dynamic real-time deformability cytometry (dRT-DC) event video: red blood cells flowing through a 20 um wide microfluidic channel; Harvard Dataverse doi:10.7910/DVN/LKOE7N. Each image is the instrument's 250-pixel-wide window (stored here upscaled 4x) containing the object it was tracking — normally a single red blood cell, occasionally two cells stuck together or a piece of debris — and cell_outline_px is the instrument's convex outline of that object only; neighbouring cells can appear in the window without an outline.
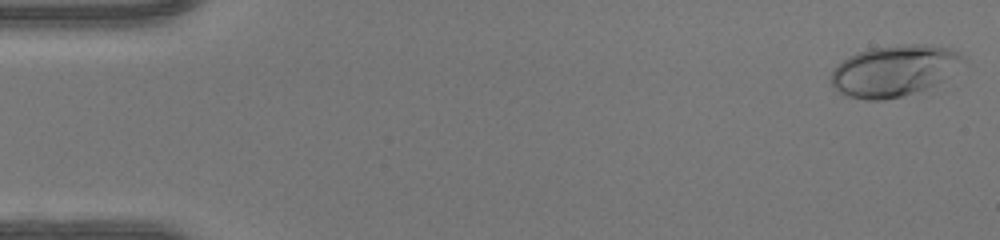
{"species": "human", "species_latin": "Homo sapiens", "temperature_condition": "warm", "stored_images_in_passage": 49, "camera_frame_rate_fps": 3000, "um_per_image_px": 0.085, "donor": {"sex": "female"}, "frame": {"image": 1, "passage_image": 1, "time_ms": 0.0, "image_size_px": [1000, 240], "cell_outline_px": [[968, 60], [940, 80], [924, 88], [904, 96], [880, 100], [868, 100], [844, 96], [832, 84], [832, 72], [848, 56], [856, 52], [872, 48], [904, 44], [928, 44], [948, 48], [964, 56]], "centroid_in_image_um": [75.99, 6.0], "position_along_channel_um": 9.0, "area_um2": 38.73}}
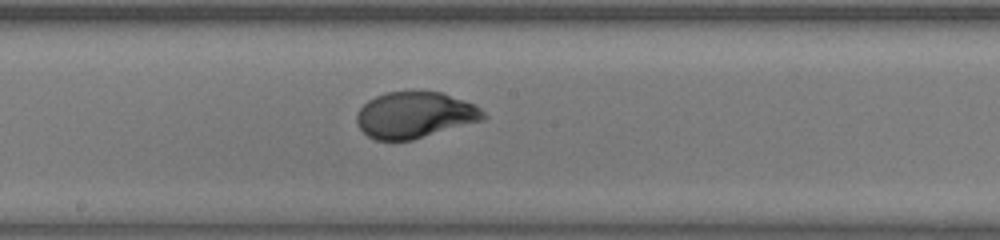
{"frame": {"image": 2, "passage_image": 26, "time_ms": 8.333, "image_size_px": [1000, 240], "cell_outline_px": [[488, 116], [484, 120], [412, 140], [376, 140], [368, 136], [360, 128], [356, 120], [356, 116], [360, 108], [368, 100], [384, 92], [444, 92], [476, 104]], "centroid_in_image_um": [35.3, 9.77], "position_along_channel_um": 212.9, "area_um2": 34.22}}
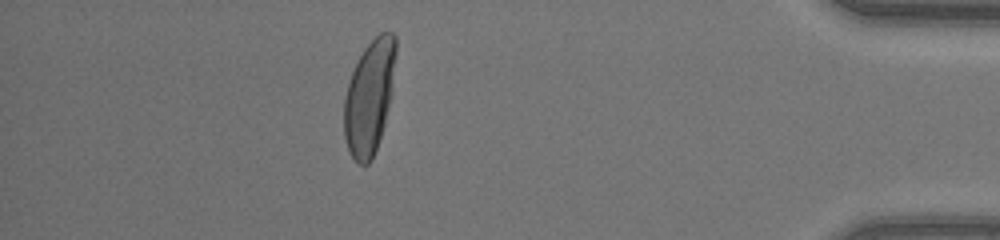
{"frame": {"image": 3, "passage_image": 43, "time_ms": 14.0, "image_size_px": [1000, 240], "cell_outline_px": [[396, 52], [392, 92], [384, 124], [372, 160], [368, 164], [356, 164], [348, 148], [344, 136], [344, 100], [348, 84], [352, 72], [364, 48], [380, 32], [392, 32], [396, 36]], "centroid_in_image_um": [31.4, 8.24], "position_along_channel_um": 403.8, "area_um2": 34.16}, "authors_computed_cell_mechanics": {"area_um2": 34.6222, "velocity_mm_per_s": 4.2174, "shape_relaxation_time_tau1_ms": 4.4664, "shape_relaxation_time_tau2_ms": null, "deformation_change_tau1": 0.2405, "deformation_change_tau2": null}}